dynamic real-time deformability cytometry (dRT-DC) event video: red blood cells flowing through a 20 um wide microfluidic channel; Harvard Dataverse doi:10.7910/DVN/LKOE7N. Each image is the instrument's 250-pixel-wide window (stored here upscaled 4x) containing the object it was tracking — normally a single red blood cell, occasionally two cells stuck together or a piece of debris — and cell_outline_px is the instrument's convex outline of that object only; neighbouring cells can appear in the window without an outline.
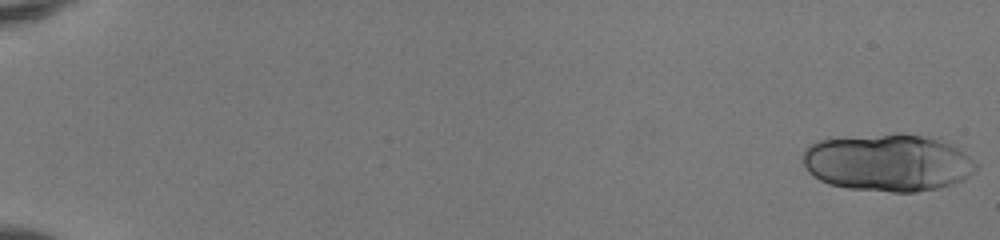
{"species": "human", "species_latin": "Homo sapiens", "temperature_condition": "room temperature", "stored_images_in_passage": 25, "segment_of_instrument_passage": [1, 2], "camera_frame_rate_fps": 3000, "um_per_image_px": 0.085, "donor": {"sex": "female"}, "frame": {"image": 1, "passage_image": 1, "time_ms": 0.0, "image_size_px": [1000, 240], "cell_outline_px": [[980, 168], [976, 172], [952, 184], [936, 188], [916, 192], [892, 192], [848, 188], [828, 184], [820, 180], [808, 172], [804, 164], [804, 148], [808, 144], [816, 140], [844, 136], [892, 132], [900, 132], [940, 136], [952, 140]], "centroid_in_image_um": [75.51, 13.76], "position_along_channel_um": 9.5, "area_um2": 59.65}}
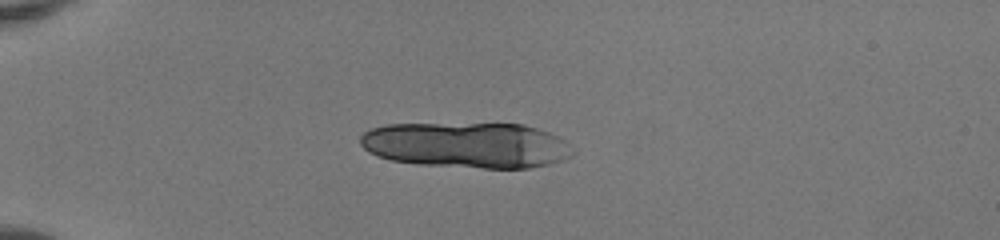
{"frame": {"image": 2, "passage_image": 15, "time_ms": 4.667, "image_size_px": [1000, 240], "cell_outline_px": [[576, 152], [572, 156], [564, 160], [548, 164], [528, 168], [484, 168], [416, 164], [392, 160], [376, 156], [368, 152], [360, 144], [360, 136], [364, 132], [372, 128], [388, 124], [524, 124], [560, 136], [572, 144]], "centroid_in_image_um": [39.72, 12.34], "position_along_channel_um": 45.3, "area_um2": 57.05}}